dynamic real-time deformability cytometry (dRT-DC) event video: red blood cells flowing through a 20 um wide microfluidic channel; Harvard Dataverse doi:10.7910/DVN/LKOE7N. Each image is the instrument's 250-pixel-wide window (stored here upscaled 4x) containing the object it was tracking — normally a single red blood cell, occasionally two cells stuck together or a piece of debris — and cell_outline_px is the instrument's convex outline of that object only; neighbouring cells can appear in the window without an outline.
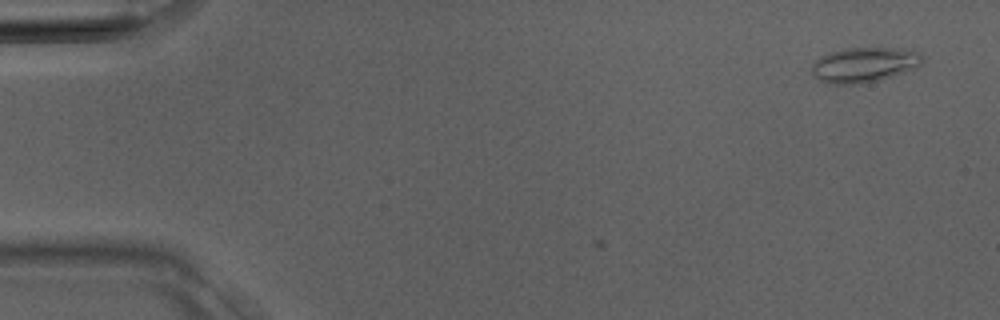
{"species": "Egyptian fruit bat (a non-hibernating species)", "species_latin": "Rousettus aegyptiacus", "temperature_condition": "room temperature", "stored_images_in_passage": 6, "camera_frame_rate_fps": 3000, "um_per_image_px": 0.085, "animal": {"sex": "male"}, "frame": {"image": 1, "passage_image": 1, "time_ms": 0.0, "image_size_px": [1000, 320], "cell_outline_px": [[924, 60], [916, 68], [880, 80], [860, 84], [832, 84], [820, 80], [812, 72], [812, 60], [820, 56], [832, 52], [848, 48], [892, 48], [920, 52], [924, 56]], "centroid_in_image_um": [73.46, 5.51], "position_along_channel_um": 11.5, "area_um2": 22.54}}